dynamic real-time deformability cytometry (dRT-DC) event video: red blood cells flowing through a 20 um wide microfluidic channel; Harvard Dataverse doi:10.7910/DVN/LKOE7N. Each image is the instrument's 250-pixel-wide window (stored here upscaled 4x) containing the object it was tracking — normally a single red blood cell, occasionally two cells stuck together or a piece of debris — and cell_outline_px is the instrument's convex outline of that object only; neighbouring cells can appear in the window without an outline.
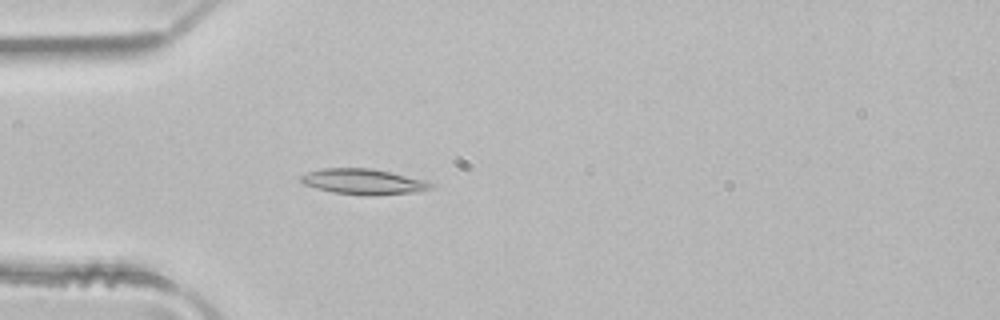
{"species": "common noctule bat (a hibernating species)", "species_latin": "Nyctalus noctula", "temperature_condition": "room temperature", "stored_images_in_passage": 4, "camera_frame_rate_fps": 3000, "um_per_image_px": 0.085, "animal": {"sex": "male", "body_mass_g": 21.5, "forearm_length_mm": 52.0}, "frame": {"image": 1, "passage_image": 4, "time_ms": 1.0, "image_size_px": [1000, 320], "cell_outline_px": [[436, 188], [420, 192], [364, 196], [332, 192], [316, 188], [304, 184], [300, 180], [300, 176], [308, 172], [320, 168], [372, 168], [424, 180], [436, 184]], "centroid_in_image_um": [30.93, 15.45], "position_along_channel_um": 54.1, "area_um2": 19.59}}